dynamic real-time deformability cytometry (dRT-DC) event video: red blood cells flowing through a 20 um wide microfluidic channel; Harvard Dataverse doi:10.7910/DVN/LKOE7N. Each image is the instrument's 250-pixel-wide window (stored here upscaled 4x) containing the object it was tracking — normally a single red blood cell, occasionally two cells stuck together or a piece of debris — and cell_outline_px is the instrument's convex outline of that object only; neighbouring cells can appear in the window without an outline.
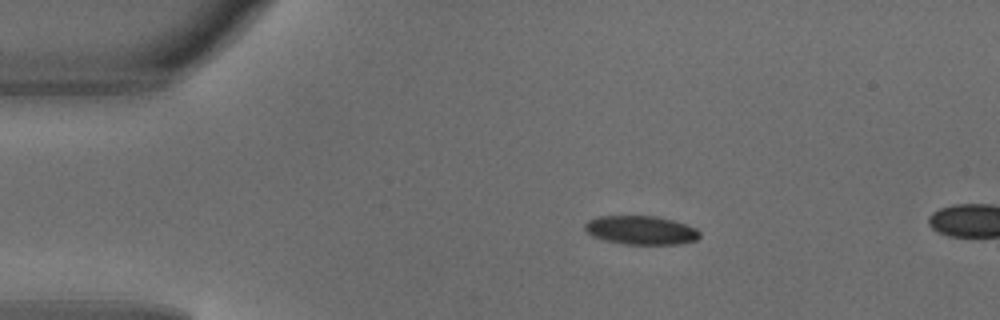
{"species": "common noctule bat (a hibernating species)", "species_latin": "Nyctalus noctula", "temperature_condition": "warm", "stored_images_in_passage": 3, "camera_frame_rate_fps": 3000, "um_per_image_px": 0.085, "animal": {"sex": "male", "body_mass_g": 18.8}, "frame": {"image": 1, "passage_image": 2, "time_ms": 0.333, "image_size_px": [1000, 320], "cell_outline_px": [[700, 236], [696, 240], [680, 244], [624, 244], [604, 240], [592, 236], [584, 228], [584, 224], [588, 220], [596, 216], [656, 216], [672, 220], [696, 228], [700, 232]], "centroid_in_image_um": [54.46, 19.56], "position_along_channel_um": 30.5, "area_um2": 19.25}}